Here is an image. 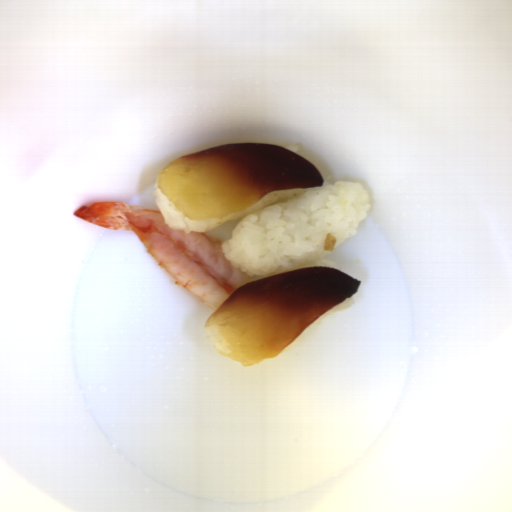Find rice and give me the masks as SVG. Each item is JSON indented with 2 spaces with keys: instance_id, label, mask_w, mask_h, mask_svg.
<instances>
[{
  "instance_id": "1",
  "label": "rice",
  "mask_w": 512,
  "mask_h": 512,
  "mask_svg": "<svg viewBox=\"0 0 512 512\" xmlns=\"http://www.w3.org/2000/svg\"><path fill=\"white\" fill-rule=\"evenodd\" d=\"M154 201L173 231L204 233L236 220L221 251L235 269L261 280L310 266L340 269L327 255L352 238L369 217L370 192L360 182L268 192L253 205L215 220L185 217L160 191Z\"/></svg>"
},
{
  "instance_id": "3",
  "label": "rice",
  "mask_w": 512,
  "mask_h": 512,
  "mask_svg": "<svg viewBox=\"0 0 512 512\" xmlns=\"http://www.w3.org/2000/svg\"><path fill=\"white\" fill-rule=\"evenodd\" d=\"M301 143H294L292 144L291 146H289L287 149L293 151L294 153L298 154L299 155V152L301 150ZM300 156V155H299Z\"/></svg>"
},
{
  "instance_id": "2",
  "label": "rice",
  "mask_w": 512,
  "mask_h": 512,
  "mask_svg": "<svg viewBox=\"0 0 512 512\" xmlns=\"http://www.w3.org/2000/svg\"><path fill=\"white\" fill-rule=\"evenodd\" d=\"M356 303L355 301V297H354V294L352 296H350L348 299H346L345 301L341 302L340 304L332 307L331 309L327 310L326 312H324L322 315H320L318 318H316L314 321H312L292 342H290L282 351H287L289 350L290 348H292L294 346V344L296 343V341L298 340L299 337L303 336L307 331H309L313 326H315L316 324H318L319 322H321L322 320H324L325 318H327L328 316L334 314V313H338V312H342V311H345V310H348L350 309L351 307L354 306V304Z\"/></svg>"
}]
</instances>
